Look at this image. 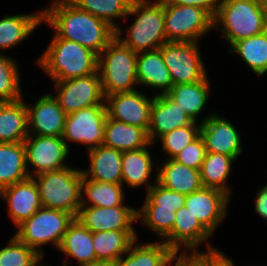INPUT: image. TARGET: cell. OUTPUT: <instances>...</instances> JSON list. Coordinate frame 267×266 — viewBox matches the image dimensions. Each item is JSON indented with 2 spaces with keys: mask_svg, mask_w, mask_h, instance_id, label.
<instances>
[{
  "mask_svg": "<svg viewBox=\"0 0 267 266\" xmlns=\"http://www.w3.org/2000/svg\"><path fill=\"white\" fill-rule=\"evenodd\" d=\"M157 167V182L169 190L188 195L204 187L198 169L187 167L174 159L162 160Z\"/></svg>",
  "mask_w": 267,
  "mask_h": 266,
  "instance_id": "obj_21",
  "label": "cell"
},
{
  "mask_svg": "<svg viewBox=\"0 0 267 266\" xmlns=\"http://www.w3.org/2000/svg\"><path fill=\"white\" fill-rule=\"evenodd\" d=\"M152 146L150 143L147 147L142 149L128 150L122 152V177L121 184H126L130 188H138L146 185V191L154 185L151 183L150 176L154 171V165H158L152 160L149 147Z\"/></svg>",
  "mask_w": 267,
  "mask_h": 266,
  "instance_id": "obj_24",
  "label": "cell"
},
{
  "mask_svg": "<svg viewBox=\"0 0 267 266\" xmlns=\"http://www.w3.org/2000/svg\"><path fill=\"white\" fill-rule=\"evenodd\" d=\"M43 11V22L59 38L74 41L100 54L116 37V30L100 18L79 9L70 0H52Z\"/></svg>",
  "mask_w": 267,
  "mask_h": 266,
  "instance_id": "obj_1",
  "label": "cell"
},
{
  "mask_svg": "<svg viewBox=\"0 0 267 266\" xmlns=\"http://www.w3.org/2000/svg\"><path fill=\"white\" fill-rule=\"evenodd\" d=\"M137 240L115 266H170L174 251L163 241L140 244Z\"/></svg>",
  "mask_w": 267,
  "mask_h": 266,
  "instance_id": "obj_26",
  "label": "cell"
},
{
  "mask_svg": "<svg viewBox=\"0 0 267 266\" xmlns=\"http://www.w3.org/2000/svg\"><path fill=\"white\" fill-rule=\"evenodd\" d=\"M205 155L206 148L204 140L201 135H199L173 159L187 167L200 170L205 159Z\"/></svg>",
  "mask_w": 267,
  "mask_h": 266,
  "instance_id": "obj_42",
  "label": "cell"
},
{
  "mask_svg": "<svg viewBox=\"0 0 267 266\" xmlns=\"http://www.w3.org/2000/svg\"><path fill=\"white\" fill-rule=\"evenodd\" d=\"M206 249V252L199 251V249L194 252L207 264V266H235L232 258L228 257L217 248H214L210 242L207 243Z\"/></svg>",
  "mask_w": 267,
  "mask_h": 266,
  "instance_id": "obj_43",
  "label": "cell"
},
{
  "mask_svg": "<svg viewBox=\"0 0 267 266\" xmlns=\"http://www.w3.org/2000/svg\"><path fill=\"white\" fill-rule=\"evenodd\" d=\"M0 52V101L15 102L22 99L20 72L17 63Z\"/></svg>",
  "mask_w": 267,
  "mask_h": 266,
  "instance_id": "obj_37",
  "label": "cell"
},
{
  "mask_svg": "<svg viewBox=\"0 0 267 266\" xmlns=\"http://www.w3.org/2000/svg\"><path fill=\"white\" fill-rule=\"evenodd\" d=\"M29 135L28 111L23 98L0 105V143L23 142Z\"/></svg>",
  "mask_w": 267,
  "mask_h": 266,
  "instance_id": "obj_27",
  "label": "cell"
},
{
  "mask_svg": "<svg viewBox=\"0 0 267 266\" xmlns=\"http://www.w3.org/2000/svg\"><path fill=\"white\" fill-rule=\"evenodd\" d=\"M53 35L46 50L36 61L52 81L98 72V54L77 42L59 38L55 33Z\"/></svg>",
  "mask_w": 267,
  "mask_h": 266,
  "instance_id": "obj_2",
  "label": "cell"
},
{
  "mask_svg": "<svg viewBox=\"0 0 267 266\" xmlns=\"http://www.w3.org/2000/svg\"><path fill=\"white\" fill-rule=\"evenodd\" d=\"M189 124L201 123L193 121L167 94H155L151 106L148 130V136L152 144L170 131Z\"/></svg>",
  "mask_w": 267,
  "mask_h": 266,
  "instance_id": "obj_19",
  "label": "cell"
},
{
  "mask_svg": "<svg viewBox=\"0 0 267 266\" xmlns=\"http://www.w3.org/2000/svg\"><path fill=\"white\" fill-rule=\"evenodd\" d=\"M230 47L237 41L267 30V14L262 0H221L214 17Z\"/></svg>",
  "mask_w": 267,
  "mask_h": 266,
  "instance_id": "obj_4",
  "label": "cell"
},
{
  "mask_svg": "<svg viewBox=\"0 0 267 266\" xmlns=\"http://www.w3.org/2000/svg\"><path fill=\"white\" fill-rule=\"evenodd\" d=\"M171 266H207V264L194 251H180L174 253L171 260Z\"/></svg>",
  "mask_w": 267,
  "mask_h": 266,
  "instance_id": "obj_44",
  "label": "cell"
},
{
  "mask_svg": "<svg viewBox=\"0 0 267 266\" xmlns=\"http://www.w3.org/2000/svg\"><path fill=\"white\" fill-rule=\"evenodd\" d=\"M254 211L267 221V184L257 191Z\"/></svg>",
  "mask_w": 267,
  "mask_h": 266,
  "instance_id": "obj_46",
  "label": "cell"
},
{
  "mask_svg": "<svg viewBox=\"0 0 267 266\" xmlns=\"http://www.w3.org/2000/svg\"><path fill=\"white\" fill-rule=\"evenodd\" d=\"M262 1H263L264 9H265L266 14H267V0H262Z\"/></svg>",
  "mask_w": 267,
  "mask_h": 266,
  "instance_id": "obj_48",
  "label": "cell"
},
{
  "mask_svg": "<svg viewBox=\"0 0 267 266\" xmlns=\"http://www.w3.org/2000/svg\"><path fill=\"white\" fill-rule=\"evenodd\" d=\"M43 258L15 235L6 247L0 249V266H39Z\"/></svg>",
  "mask_w": 267,
  "mask_h": 266,
  "instance_id": "obj_39",
  "label": "cell"
},
{
  "mask_svg": "<svg viewBox=\"0 0 267 266\" xmlns=\"http://www.w3.org/2000/svg\"><path fill=\"white\" fill-rule=\"evenodd\" d=\"M43 22V11L30 14L5 15L0 19V50L22 43Z\"/></svg>",
  "mask_w": 267,
  "mask_h": 266,
  "instance_id": "obj_28",
  "label": "cell"
},
{
  "mask_svg": "<svg viewBox=\"0 0 267 266\" xmlns=\"http://www.w3.org/2000/svg\"><path fill=\"white\" fill-rule=\"evenodd\" d=\"M200 123V135L204 140L206 152L225 154L238 159L243 151L242 139L231 121L220 114L209 113Z\"/></svg>",
  "mask_w": 267,
  "mask_h": 266,
  "instance_id": "obj_14",
  "label": "cell"
},
{
  "mask_svg": "<svg viewBox=\"0 0 267 266\" xmlns=\"http://www.w3.org/2000/svg\"><path fill=\"white\" fill-rule=\"evenodd\" d=\"M136 15V16H135ZM137 17L129 28L116 30V37L133 52L140 53L160 48L167 42L164 27V1L133 0L126 16ZM126 37H122L123 31Z\"/></svg>",
  "mask_w": 267,
  "mask_h": 266,
  "instance_id": "obj_3",
  "label": "cell"
},
{
  "mask_svg": "<svg viewBox=\"0 0 267 266\" xmlns=\"http://www.w3.org/2000/svg\"><path fill=\"white\" fill-rule=\"evenodd\" d=\"M230 197L223 191L206 188L186 195L185 206L213 235L227 215Z\"/></svg>",
  "mask_w": 267,
  "mask_h": 266,
  "instance_id": "obj_16",
  "label": "cell"
},
{
  "mask_svg": "<svg viewBox=\"0 0 267 266\" xmlns=\"http://www.w3.org/2000/svg\"><path fill=\"white\" fill-rule=\"evenodd\" d=\"M53 82L56 90L54 98L66 114L95 105H106L99 72Z\"/></svg>",
  "mask_w": 267,
  "mask_h": 266,
  "instance_id": "obj_11",
  "label": "cell"
},
{
  "mask_svg": "<svg viewBox=\"0 0 267 266\" xmlns=\"http://www.w3.org/2000/svg\"><path fill=\"white\" fill-rule=\"evenodd\" d=\"M176 5H190L198 6L207 10L213 17H215L218 9V4L221 0H163Z\"/></svg>",
  "mask_w": 267,
  "mask_h": 266,
  "instance_id": "obj_45",
  "label": "cell"
},
{
  "mask_svg": "<svg viewBox=\"0 0 267 266\" xmlns=\"http://www.w3.org/2000/svg\"><path fill=\"white\" fill-rule=\"evenodd\" d=\"M164 239L171 231L175 221L174 209L159 208V205H142L137 208V221Z\"/></svg>",
  "mask_w": 267,
  "mask_h": 266,
  "instance_id": "obj_38",
  "label": "cell"
},
{
  "mask_svg": "<svg viewBox=\"0 0 267 266\" xmlns=\"http://www.w3.org/2000/svg\"><path fill=\"white\" fill-rule=\"evenodd\" d=\"M212 234L201 222L184 206L175 212L172 231L162 240L175 253L197 251L199 245L210 239ZM182 246V247H181ZM181 248V249H180Z\"/></svg>",
  "mask_w": 267,
  "mask_h": 266,
  "instance_id": "obj_18",
  "label": "cell"
},
{
  "mask_svg": "<svg viewBox=\"0 0 267 266\" xmlns=\"http://www.w3.org/2000/svg\"><path fill=\"white\" fill-rule=\"evenodd\" d=\"M57 251L66 254L68 258L77 260L78 266L96 261L93 247V233L83 226L76 218L65 232Z\"/></svg>",
  "mask_w": 267,
  "mask_h": 266,
  "instance_id": "obj_30",
  "label": "cell"
},
{
  "mask_svg": "<svg viewBox=\"0 0 267 266\" xmlns=\"http://www.w3.org/2000/svg\"><path fill=\"white\" fill-rule=\"evenodd\" d=\"M107 118L106 105H95L67 114L62 138L70 150V142L81 143L92 150L103 144Z\"/></svg>",
  "mask_w": 267,
  "mask_h": 266,
  "instance_id": "obj_10",
  "label": "cell"
},
{
  "mask_svg": "<svg viewBox=\"0 0 267 266\" xmlns=\"http://www.w3.org/2000/svg\"><path fill=\"white\" fill-rule=\"evenodd\" d=\"M193 83L172 85L166 93L178 106L197 122L199 114L205 109L210 95V78Z\"/></svg>",
  "mask_w": 267,
  "mask_h": 266,
  "instance_id": "obj_29",
  "label": "cell"
},
{
  "mask_svg": "<svg viewBox=\"0 0 267 266\" xmlns=\"http://www.w3.org/2000/svg\"><path fill=\"white\" fill-rule=\"evenodd\" d=\"M79 9L84 10L107 22L117 30L120 25L115 19H125L133 0H70Z\"/></svg>",
  "mask_w": 267,
  "mask_h": 266,
  "instance_id": "obj_36",
  "label": "cell"
},
{
  "mask_svg": "<svg viewBox=\"0 0 267 266\" xmlns=\"http://www.w3.org/2000/svg\"><path fill=\"white\" fill-rule=\"evenodd\" d=\"M150 143L148 132L145 129L116 121L107 116L103 145L124 152L142 149Z\"/></svg>",
  "mask_w": 267,
  "mask_h": 266,
  "instance_id": "obj_25",
  "label": "cell"
},
{
  "mask_svg": "<svg viewBox=\"0 0 267 266\" xmlns=\"http://www.w3.org/2000/svg\"><path fill=\"white\" fill-rule=\"evenodd\" d=\"M122 184L94 181L83 175L81 182V206L115 207L124 205ZM86 196V198H84Z\"/></svg>",
  "mask_w": 267,
  "mask_h": 266,
  "instance_id": "obj_33",
  "label": "cell"
},
{
  "mask_svg": "<svg viewBox=\"0 0 267 266\" xmlns=\"http://www.w3.org/2000/svg\"><path fill=\"white\" fill-rule=\"evenodd\" d=\"M0 198L6 200L9 218L16 227L42 207L39 189L32 177L1 189Z\"/></svg>",
  "mask_w": 267,
  "mask_h": 266,
  "instance_id": "obj_20",
  "label": "cell"
},
{
  "mask_svg": "<svg viewBox=\"0 0 267 266\" xmlns=\"http://www.w3.org/2000/svg\"><path fill=\"white\" fill-rule=\"evenodd\" d=\"M25 105L28 111L29 134L62 136L67 114L52 93L41 95L31 106L26 102Z\"/></svg>",
  "mask_w": 267,
  "mask_h": 266,
  "instance_id": "obj_17",
  "label": "cell"
},
{
  "mask_svg": "<svg viewBox=\"0 0 267 266\" xmlns=\"http://www.w3.org/2000/svg\"><path fill=\"white\" fill-rule=\"evenodd\" d=\"M83 266H115V262L112 261H103V260H96L90 264H86Z\"/></svg>",
  "mask_w": 267,
  "mask_h": 266,
  "instance_id": "obj_47",
  "label": "cell"
},
{
  "mask_svg": "<svg viewBox=\"0 0 267 266\" xmlns=\"http://www.w3.org/2000/svg\"><path fill=\"white\" fill-rule=\"evenodd\" d=\"M28 178L23 142L0 143V190Z\"/></svg>",
  "mask_w": 267,
  "mask_h": 266,
  "instance_id": "obj_31",
  "label": "cell"
},
{
  "mask_svg": "<svg viewBox=\"0 0 267 266\" xmlns=\"http://www.w3.org/2000/svg\"><path fill=\"white\" fill-rule=\"evenodd\" d=\"M201 124H189L176 128L161 136L162 151L167 154L165 159H173L187 145L193 142L200 135Z\"/></svg>",
  "mask_w": 267,
  "mask_h": 266,
  "instance_id": "obj_40",
  "label": "cell"
},
{
  "mask_svg": "<svg viewBox=\"0 0 267 266\" xmlns=\"http://www.w3.org/2000/svg\"><path fill=\"white\" fill-rule=\"evenodd\" d=\"M76 219L92 233L110 230H135L137 208L81 206Z\"/></svg>",
  "mask_w": 267,
  "mask_h": 266,
  "instance_id": "obj_15",
  "label": "cell"
},
{
  "mask_svg": "<svg viewBox=\"0 0 267 266\" xmlns=\"http://www.w3.org/2000/svg\"><path fill=\"white\" fill-rule=\"evenodd\" d=\"M154 96L150 99L140 90L105 96L107 116L148 132Z\"/></svg>",
  "mask_w": 267,
  "mask_h": 266,
  "instance_id": "obj_13",
  "label": "cell"
},
{
  "mask_svg": "<svg viewBox=\"0 0 267 266\" xmlns=\"http://www.w3.org/2000/svg\"><path fill=\"white\" fill-rule=\"evenodd\" d=\"M198 46L194 42L167 41L160 47L173 85L198 82L208 77Z\"/></svg>",
  "mask_w": 267,
  "mask_h": 266,
  "instance_id": "obj_9",
  "label": "cell"
},
{
  "mask_svg": "<svg viewBox=\"0 0 267 266\" xmlns=\"http://www.w3.org/2000/svg\"><path fill=\"white\" fill-rule=\"evenodd\" d=\"M89 169L83 175L94 181L121 184L122 152L100 145L88 151Z\"/></svg>",
  "mask_w": 267,
  "mask_h": 266,
  "instance_id": "obj_23",
  "label": "cell"
},
{
  "mask_svg": "<svg viewBox=\"0 0 267 266\" xmlns=\"http://www.w3.org/2000/svg\"><path fill=\"white\" fill-rule=\"evenodd\" d=\"M229 53L239 55L259 77L267 73V30L235 42Z\"/></svg>",
  "mask_w": 267,
  "mask_h": 266,
  "instance_id": "obj_35",
  "label": "cell"
},
{
  "mask_svg": "<svg viewBox=\"0 0 267 266\" xmlns=\"http://www.w3.org/2000/svg\"><path fill=\"white\" fill-rule=\"evenodd\" d=\"M136 68L138 85L158 89L156 92L160 90V94H166L171 89L173 82L160 48L137 53Z\"/></svg>",
  "mask_w": 267,
  "mask_h": 266,
  "instance_id": "obj_22",
  "label": "cell"
},
{
  "mask_svg": "<svg viewBox=\"0 0 267 266\" xmlns=\"http://www.w3.org/2000/svg\"><path fill=\"white\" fill-rule=\"evenodd\" d=\"M32 178L38 186L42 207L62 210L76 218L81 207V169L69 166Z\"/></svg>",
  "mask_w": 267,
  "mask_h": 266,
  "instance_id": "obj_6",
  "label": "cell"
},
{
  "mask_svg": "<svg viewBox=\"0 0 267 266\" xmlns=\"http://www.w3.org/2000/svg\"><path fill=\"white\" fill-rule=\"evenodd\" d=\"M164 27L167 41L198 43L214 28V17L198 6L164 1Z\"/></svg>",
  "mask_w": 267,
  "mask_h": 266,
  "instance_id": "obj_8",
  "label": "cell"
},
{
  "mask_svg": "<svg viewBox=\"0 0 267 266\" xmlns=\"http://www.w3.org/2000/svg\"><path fill=\"white\" fill-rule=\"evenodd\" d=\"M137 53L115 37L98 55V72L105 96L138 89Z\"/></svg>",
  "mask_w": 267,
  "mask_h": 266,
  "instance_id": "obj_5",
  "label": "cell"
},
{
  "mask_svg": "<svg viewBox=\"0 0 267 266\" xmlns=\"http://www.w3.org/2000/svg\"><path fill=\"white\" fill-rule=\"evenodd\" d=\"M23 144L30 177L69 167L66 164V159L69 157L70 150L61 136L29 134L23 141ZM29 167H32L33 173Z\"/></svg>",
  "mask_w": 267,
  "mask_h": 266,
  "instance_id": "obj_12",
  "label": "cell"
},
{
  "mask_svg": "<svg viewBox=\"0 0 267 266\" xmlns=\"http://www.w3.org/2000/svg\"><path fill=\"white\" fill-rule=\"evenodd\" d=\"M66 260H67V259H65V260H64V263H63V265H62V266H68V265H67V264H68V262H66ZM39 266H44V265H42V264L40 263V264H39ZM45 266H48V265H45ZM49 266H50V265H49Z\"/></svg>",
  "mask_w": 267,
  "mask_h": 266,
  "instance_id": "obj_49",
  "label": "cell"
},
{
  "mask_svg": "<svg viewBox=\"0 0 267 266\" xmlns=\"http://www.w3.org/2000/svg\"><path fill=\"white\" fill-rule=\"evenodd\" d=\"M138 239L135 230H110L93 233L96 260L116 262Z\"/></svg>",
  "mask_w": 267,
  "mask_h": 266,
  "instance_id": "obj_32",
  "label": "cell"
},
{
  "mask_svg": "<svg viewBox=\"0 0 267 266\" xmlns=\"http://www.w3.org/2000/svg\"><path fill=\"white\" fill-rule=\"evenodd\" d=\"M75 217L65 211L41 207L17 226L15 236L44 257L42 246L47 243L60 247L63 236Z\"/></svg>",
  "mask_w": 267,
  "mask_h": 266,
  "instance_id": "obj_7",
  "label": "cell"
},
{
  "mask_svg": "<svg viewBox=\"0 0 267 266\" xmlns=\"http://www.w3.org/2000/svg\"><path fill=\"white\" fill-rule=\"evenodd\" d=\"M154 185L146 191L143 205H159V208L174 209L178 211L185 206L186 195L169 190L157 182V173Z\"/></svg>",
  "mask_w": 267,
  "mask_h": 266,
  "instance_id": "obj_41",
  "label": "cell"
},
{
  "mask_svg": "<svg viewBox=\"0 0 267 266\" xmlns=\"http://www.w3.org/2000/svg\"><path fill=\"white\" fill-rule=\"evenodd\" d=\"M234 161L236 162L234 157L225 154L206 152L200 169L203 186L223 191L230 197L232 189L228 186L227 179Z\"/></svg>",
  "mask_w": 267,
  "mask_h": 266,
  "instance_id": "obj_34",
  "label": "cell"
}]
</instances>
